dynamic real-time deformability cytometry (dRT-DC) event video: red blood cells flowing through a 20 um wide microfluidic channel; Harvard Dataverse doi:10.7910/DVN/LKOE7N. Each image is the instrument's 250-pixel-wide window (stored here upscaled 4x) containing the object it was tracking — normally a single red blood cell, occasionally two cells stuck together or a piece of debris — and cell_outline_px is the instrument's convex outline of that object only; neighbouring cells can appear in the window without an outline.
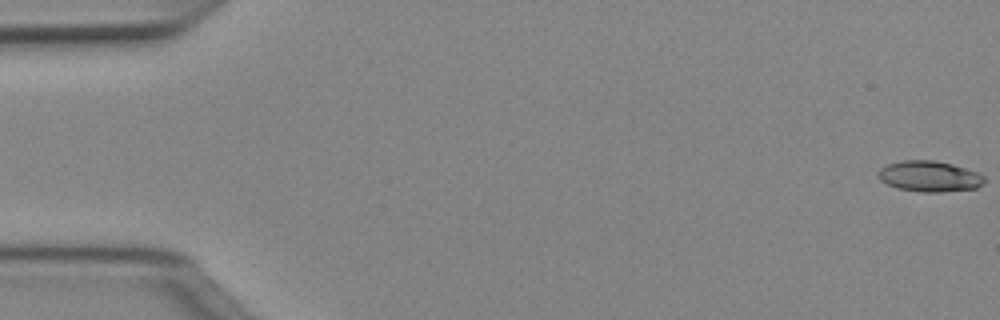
{"species": "Egyptian fruit bat (a non-hibernating species)", "species_latin": "Rousettus aegyptiacus", "temperature_condition": "cold", "stored_images_in_passage": 51, "camera_frame_rate_fps": 3000, "um_per_image_px": 0.085, "animal": {"sex": "female"}, "frame": {"image": 1, "passage_image": 1, "time_ms": 0.0, "image_size_px": [1000, 320], "cell_outline_px": [[984, 184], [976, 188], [940, 192], [924, 192], [896, 188], [880, 180], [876, 176], [876, 172], [880, 168], [888, 164], [900, 160], [936, 160], [952, 164], [976, 172], [984, 176]], "centroid_in_image_um": [78.96, 14.98], "position_along_channel_um": 6.0, "area_um2": 19.13}}
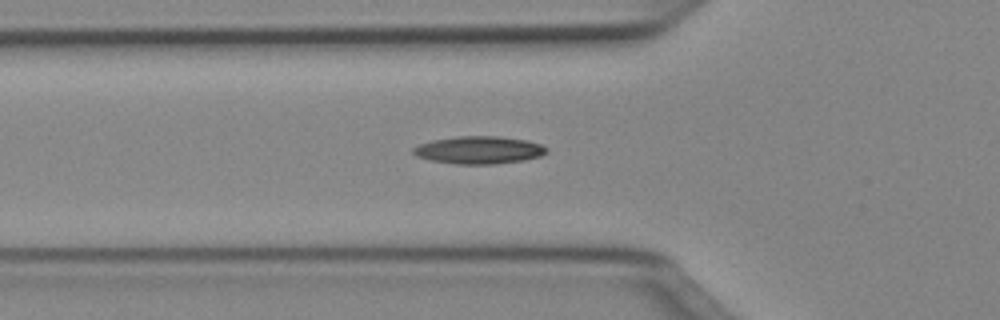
{"frame": {"image": 2, "passage_image": 18, "time_ms": 5.667, "image_size_px": [1000, 320], "cell_outline_px": [[548, 152], [540, 156], [524, 160], [492, 164], [456, 164], [432, 160], [416, 156], [412, 152], [412, 148], [420, 144], [432, 140], [456, 136], [500, 136], [528, 140], [540, 144], [548, 148]], "centroid_in_image_um": [40.73, 12.74], "position_along_channel_um": 85.1, "area_um2": 21.5}}
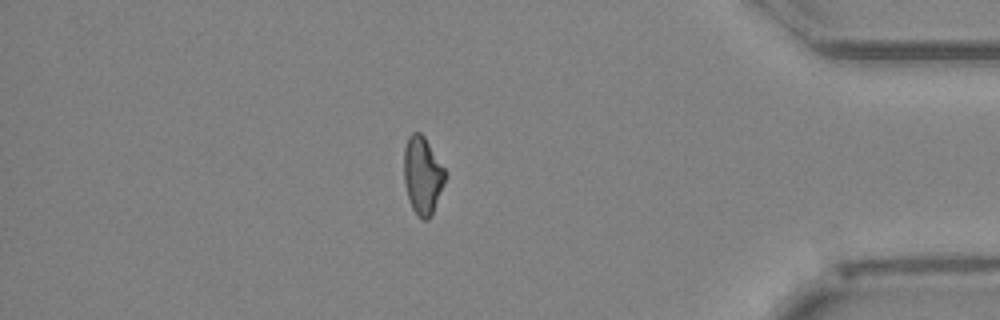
{"frame": {"image": 3, "passage_image": 44, "time_ms": 14.333, "image_size_px": [1000, 320], "cell_outline_px": [[448, 172], [444, 184], [432, 216], [428, 220], [424, 220], [412, 208], [408, 196], [404, 180], [404, 148], [408, 136], [412, 132], [420, 132], [424, 136]], "centroid_in_image_um": [35.94, 14.88], "position_along_channel_um": 399.3, "area_um2": 18.79}}